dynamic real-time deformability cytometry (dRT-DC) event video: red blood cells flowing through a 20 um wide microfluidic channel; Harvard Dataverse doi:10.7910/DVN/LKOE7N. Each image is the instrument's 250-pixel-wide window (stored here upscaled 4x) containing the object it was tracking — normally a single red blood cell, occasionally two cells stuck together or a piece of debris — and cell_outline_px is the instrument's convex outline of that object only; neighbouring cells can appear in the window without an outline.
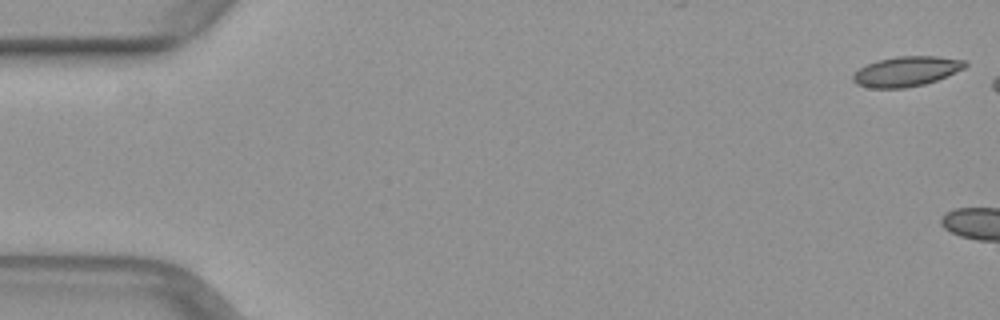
{"species": "common noctule bat (a hibernating species)", "species_latin": "Nyctalus noctula", "temperature_condition": "warm", "stored_images_in_passage": 5, "camera_frame_rate_fps": 3000, "um_per_image_px": 0.085, "animal": {"sex": "female", "body_mass_g": 29.2, "forearm_length_mm": 56.3}, "frame": {"image": 1, "passage_image": 1, "time_ms": 0.0, "image_size_px": [1000, 320], "cell_outline_px": [[968, 64], [964, 68], [936, 80], [924, 84], [904, 88], [872, 88], [856, 84], [852, 80], [852, 76], [860, 68], [868, 64], [880, 60], [896, 56], [936, 56], [964, 60]], "centroid_in_image_um": [77.03, 6.07], "position_along_channel_um": 8.0, "area_um2": 19.31}}